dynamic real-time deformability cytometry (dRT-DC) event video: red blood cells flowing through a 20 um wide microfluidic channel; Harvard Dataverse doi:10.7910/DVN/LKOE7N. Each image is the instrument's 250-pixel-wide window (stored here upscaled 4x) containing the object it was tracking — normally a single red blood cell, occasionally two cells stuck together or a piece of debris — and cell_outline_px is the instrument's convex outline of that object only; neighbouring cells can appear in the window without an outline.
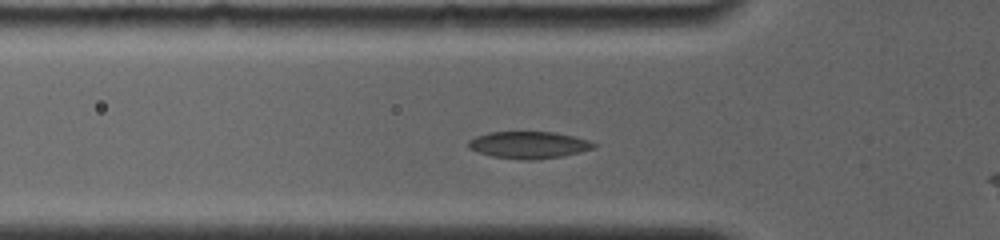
{"species": "common noctule bat (a hibernating species)", "species_latin": "Nyctalus noctula", "temperature_condition": "room temperature", "stored_images_in_passage": 6, "camera_frame_rate_fps": 4000, "um_per_image_px": 0.085, "animal": {"sex": "female", "body_mass_g": 19.0, "forearm_length_mm": 56.7}, "frame": {"image": 1, "passage_image": 5, "time_ms": 2.25, "image_size_px": [1000, 240], "cell_outline_px": [[596, 148], [580, 152], [560, 156], [532, 160], [520, 160], [492, 156], [476, 152], [468, 148], [468, 140], [476, 136], [488, 132], [556, 132], [588, 140], [596, 144]], "centroid_in_image_um": [44.91, 12.32], "position_along_channel_um": 80.9, "area_um2": 19.77}}